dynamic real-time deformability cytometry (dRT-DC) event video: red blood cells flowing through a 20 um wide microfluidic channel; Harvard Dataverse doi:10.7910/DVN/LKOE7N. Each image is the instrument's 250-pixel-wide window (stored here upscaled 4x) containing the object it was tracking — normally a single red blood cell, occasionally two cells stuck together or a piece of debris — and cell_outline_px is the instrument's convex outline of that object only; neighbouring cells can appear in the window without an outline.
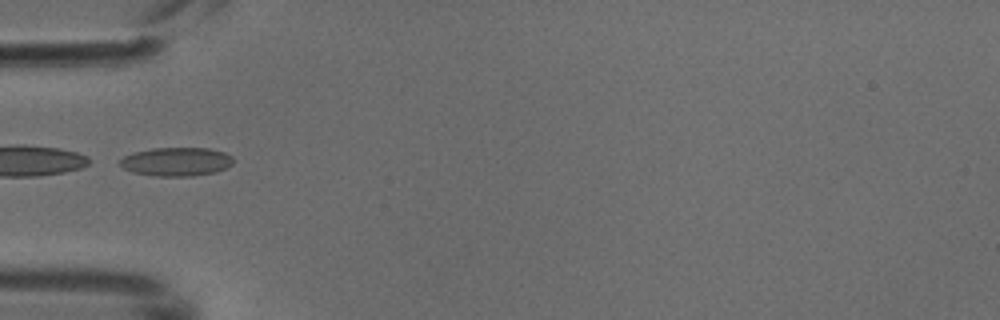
{"species": "common noctule bat (a hibernating species)", "species_latin": "Nyctalus noctula", "temperature_condition": "cold", "stored_images_in_passage": 5, "segment_of_instrument_passage": [2, 2], "camera_frame_rate_fps": 3000, "um_per_image_px": 0.085, "animal": {"sex": "male", "body_mass_g": 18.8}, "frame": {"image": 1, "passage_image": 4, "time_ms": 1.0, "image_size_px": [1000, 320], "cell_outline_px": [[232, 164], [228, 168], [216, 172], [192, 176], [156, 176], [132, 172], [124, 168], [120, 164], [120, 160], [124, 156], [132, 152], [152, 148], [208, 148], [224, 152], [232, 156]], "centroid_in_image_um": [15.0, 13.74], "position_along_channel_um": 70.0, "area_um2": 19.02}}
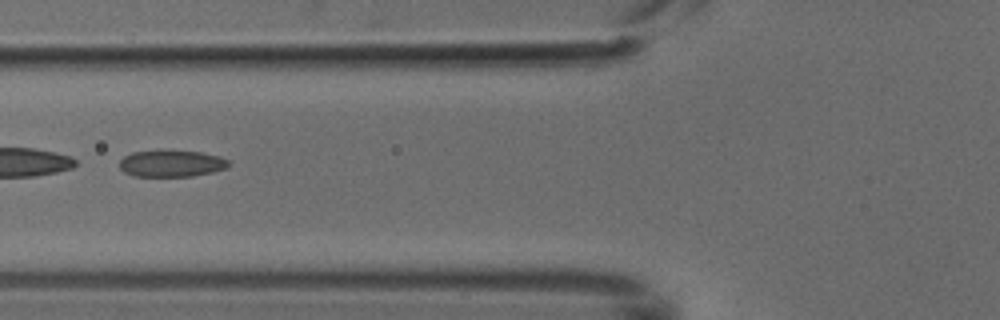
{"frame": {"image": 2, "passage_image": 5, "time_ms": 1.333, "image_size_px": [1000, 320], "cell_outline_px": [[232, 164], [228, 168], [212, 172], [192, 176], [136, 176], [124, 172], [120, 168], [120, 160], [124, 156], [132, 152], [160, 148], [164, 148], [200, 152], [220, 156], [228, 160]], "centroid_in_image_um": [14.59, 13.85], "position_along_channel_um": 111.2, "area_um2": 17.63}}